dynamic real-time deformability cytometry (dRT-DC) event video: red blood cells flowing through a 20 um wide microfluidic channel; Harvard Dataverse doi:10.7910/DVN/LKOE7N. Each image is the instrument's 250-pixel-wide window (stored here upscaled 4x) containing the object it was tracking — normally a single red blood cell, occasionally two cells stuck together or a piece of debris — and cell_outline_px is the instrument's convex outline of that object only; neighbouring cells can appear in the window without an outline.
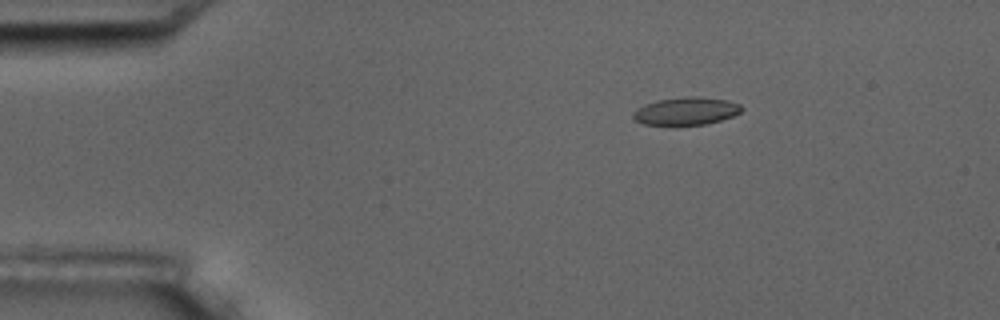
{"species": "common noctule bat (a hibernating species)", "species_latin": "Nyctalus noctula", "temperature_condition": "room temperature", "stored_images_in_passage": 5, "camera_frame_rate_fps": 3000, "um_per_image_px": 0.085, "animal": {"sex": "male", "body_mass_g": 17.5, "forearm_length_mm": 52.3}, "frame": {"image": 1, "passage_image": 3, "time_ms": 2.333, "image_size_px": [1000, 320], "cell_outline_px": [[744, 108], [740, 112], [732, 116], [720, 120], [704, 124], [676, 128], [672, 128], [644, 124], [636, 120], [632, 116], [632, 112], [644, 104], [660, 100], [684, 96], [696, 96], [728, 100], [740, 104]], "centroid_in_image_um": [58.28, 9.48], "position_along_channel_um": 26.7, "area_um2": 18.21}}